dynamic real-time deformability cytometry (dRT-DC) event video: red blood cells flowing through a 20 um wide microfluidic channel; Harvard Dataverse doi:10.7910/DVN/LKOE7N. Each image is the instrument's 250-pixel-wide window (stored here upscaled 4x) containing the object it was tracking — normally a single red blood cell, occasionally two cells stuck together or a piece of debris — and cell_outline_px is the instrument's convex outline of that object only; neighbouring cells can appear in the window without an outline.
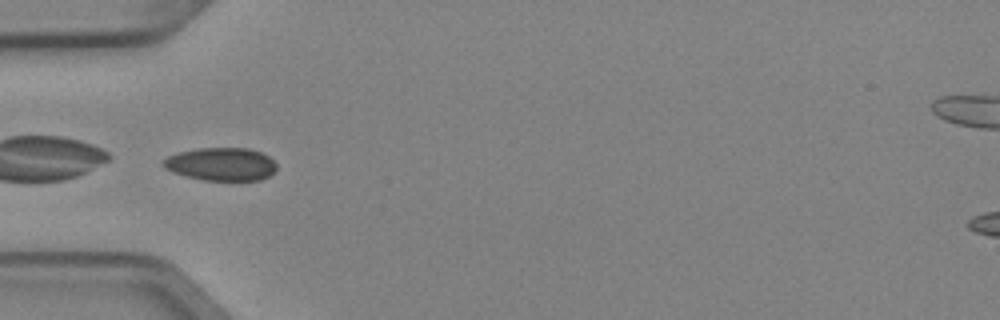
{"species": "Egyptian fruit bat (a non-hibernating species)", "species_latin": "Rousettus aegyptiacus", "temperature_condition": "cold", "stored_images_in_passage": 7, "camera_frame_rate_fps": 3000, "um_per_image_px": 0.085, "animal": {"sex": "female"}, "frame": {"image": 1, "passage_image": 5, "time_ms": 1.333, "image_size_px": [1000, 320], "cell_outline_px": [[276, 168], [268, 176], [260, 180], [204, 180], [172, 172], [164, 168], [160, 164], [160, 160], [168, 156], [180, 152], [200, 148], [248, 148], [260, 152], [268, 156], [276, 164]], "centroid_in_image_um": [18.75, 13.95], "position_along_channel_um": 66.2, "area_um2": 21.73}}
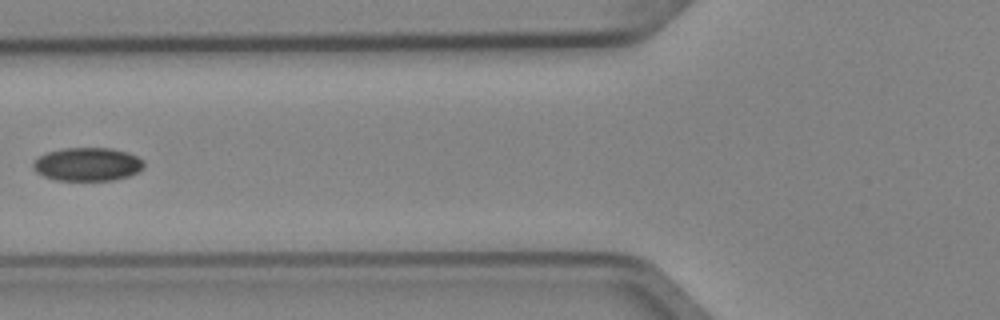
{"frame": {"image": 2, "passage_image": 6, "time_ms": 1.667, "image_size_px": [1000, 320], "cell_outline_px": [[144, 168], [128, 176], [112, 180], [56, 180], [44, 176], [36, 172], [32, 168], [32, 164], [40, 156], [48, 152], [64, 148], [112, 148], [128, 152], [144, 160]], "centroid_in_image_um": [7.45, 13.96], "position_along_channel_um": 118.4, "area_um2": 21.5}}
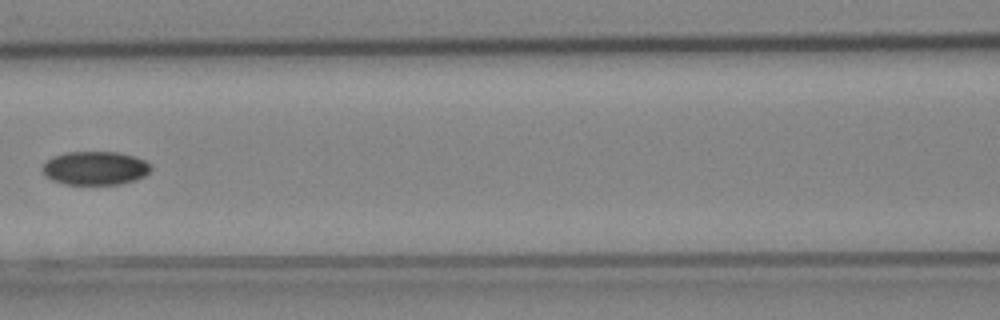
{"frame": {"image": 3, "passage_image": 7, "time_ms": 2.0, "image_size_px": [1000, 320], "cell_outline_px": [[152, 168], [144, 176], [120, 184], [64, 184], [52, 180], [44, 176], [44, 164], [52, 156], [68, 152], [120, 152], [144, 160], [152, 164]], "centroid_in_image_um": [8.09, 14.29], "position_along_channel_um": 158.5, "area_um2": 21.1}}